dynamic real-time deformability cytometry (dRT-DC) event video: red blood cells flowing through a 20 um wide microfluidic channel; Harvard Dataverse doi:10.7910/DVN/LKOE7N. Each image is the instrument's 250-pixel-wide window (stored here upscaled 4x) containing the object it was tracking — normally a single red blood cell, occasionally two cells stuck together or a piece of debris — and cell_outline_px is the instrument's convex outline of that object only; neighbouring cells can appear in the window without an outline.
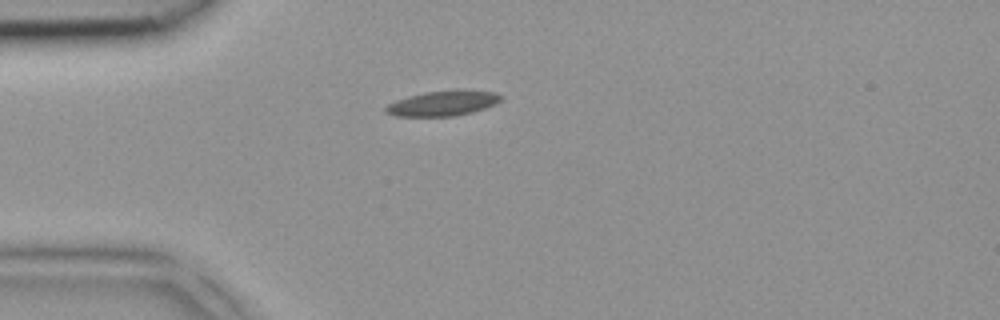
{"species": "common noctule bat (a hibernating species)", "species_latin": "Nyctalus noctula", "temperature_condition": "room temperature", "stored_images_in_passage": 1, "camera_frame_rate_fps": 3000, "um_per_image_px": 0.085, "animal": {"sex": "female", "body_mass_g": 18.4}, "frame": {"image": 1, "passage_image": 1, "time_ms": 0.0, "image_size_px": [1000, 320], "cell_outline_px": [[504, 96], [496, 104], [472, 112], [456, 116], [396, 116], [384, 112], [384, 108], [388, 104], [396, 100], [408, 96], [424, 92], [496, 92]], "centroid_in_image_um": [37.59, 8.82], "position_along_channel_um": 47.4, "area_um2": 16.24}}